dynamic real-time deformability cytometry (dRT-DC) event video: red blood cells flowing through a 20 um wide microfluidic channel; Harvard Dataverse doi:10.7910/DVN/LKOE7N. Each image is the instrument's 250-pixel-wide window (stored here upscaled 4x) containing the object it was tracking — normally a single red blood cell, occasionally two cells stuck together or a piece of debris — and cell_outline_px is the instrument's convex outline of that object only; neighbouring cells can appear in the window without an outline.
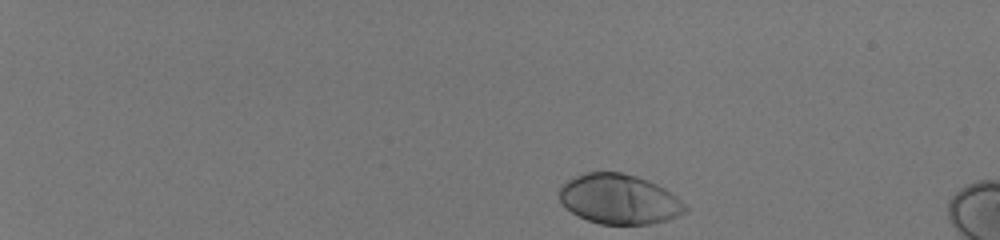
{"species": "human", "species_latin": "Homo sapiens", "temperature_condition": "room temperature", "stored_images_in_passage": 7, "camera_frame_rate_fps": 3000, "um_per_image_px": 0.085, "donor": {"sex": "male"}, "frame": {"image": 1, "passage_image": 1, "time_ms": 0.0, "image_size_px": [1000, 240], "cell_outline_px": [[688, 208], [684, 212], [676, 216], [664, 220], [648, 224], [600, 224], [588, 220], [572, 212], [560, 200], [560, 188], [568, 180], [584, 172], [620, 172], [636, 176], [648, 180], [664, 188], [676, 196]], "centroid_in_image_um": [52.63, 16.92], "position_along_channel_um": 32.4, "area_um2": 36.07}}